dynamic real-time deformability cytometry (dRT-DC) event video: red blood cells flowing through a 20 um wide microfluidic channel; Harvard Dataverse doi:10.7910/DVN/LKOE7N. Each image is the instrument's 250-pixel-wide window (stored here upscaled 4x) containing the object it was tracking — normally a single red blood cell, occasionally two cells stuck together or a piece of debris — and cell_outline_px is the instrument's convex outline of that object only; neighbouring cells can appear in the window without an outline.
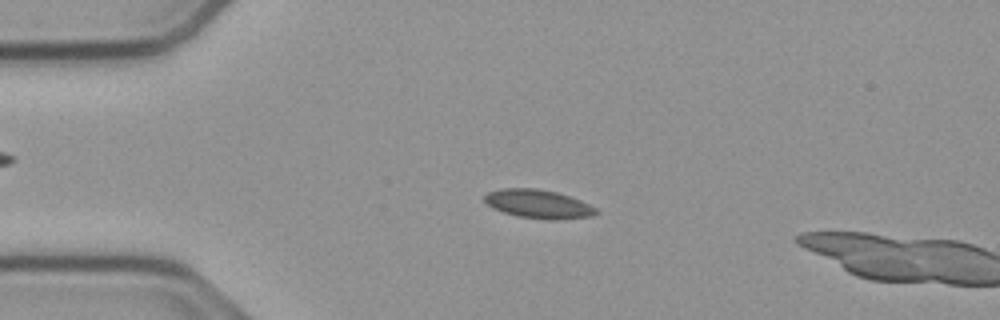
{"species": "common noctule bat (a hibernating species)", "species_latin": "Nyctalus noctula", "temperature_condition": "cold", "stored_images_in_passage": 14, "camera_frame_rate_fps": 3000, "um_per_image_px": 0.085, "animal": {"sex": "male", "body_mass_g": 23.1, "forearm_length_mm": 52.7}, "frame": {"image": 1, "passage_image": 12, "time_ms": 3.667, "image_size_px": [1000, 320], "cell_outline_px": [[600, 212], [592, 216], [556, 220], [548, 220], [516, 216], [492, 208], [484, 200], [484, 196], [488, 192], [500, 188], [536, 188], [556, 192], [580, 200], [596, 208]], "centroid_in_image_um": [45.75, 17.34], "position_along_channel_um": 39.3, "area_um2": 18.67}}